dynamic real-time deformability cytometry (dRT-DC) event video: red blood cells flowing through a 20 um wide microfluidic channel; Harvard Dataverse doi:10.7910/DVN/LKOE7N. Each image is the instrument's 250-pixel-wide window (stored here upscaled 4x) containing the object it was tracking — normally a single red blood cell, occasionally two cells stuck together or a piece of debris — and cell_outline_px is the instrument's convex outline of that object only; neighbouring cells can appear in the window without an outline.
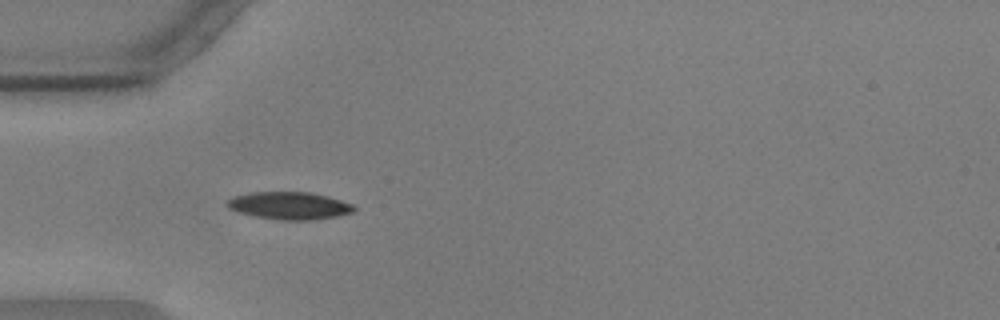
{"species": "common noctule bat (a hibernating species)", "species_latin": "Nyctalus noctula", "temperature_condition": "warm", "stored_images_in_passage": 11, "camera_frame_rate_fps": 3000, "um_per_image_px": 0.085, "animal": {"sex": "male", "body_mass_g": 17.9, "forearm_length_mm": 54.2}, "frame": {"image": 1, "passage_image": 1, "time_ms": 0.0, "image_size_px": [1000, 320], "cell_outline_px": [[356, 208], [352, 212], [336, 216], [312, 220], [280, 220], [252, 216], [228, 208], [224, 204], [232, 196], [248, 192], [308, 192], [328, 196], [352, 204]], "centroid_in_image_um": [24.54, 17.47], "position_along_channel_um": 60.5, "area_um2": 20.4}}
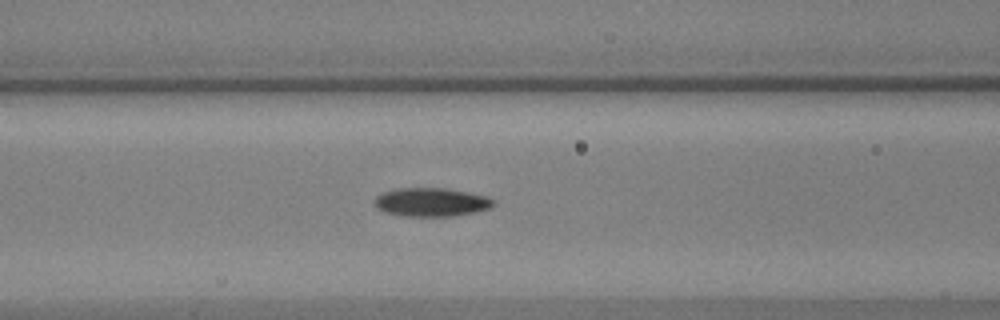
{"frame": {"image": 2, "passage_image": 7, "time_ms": 2.0, "image_size_px": [1000, 320], "cell_outline_px": [[496, 204], [492, 208], [476, 212], [452, 216], [404, 216], [384, 212], [376, 208], [372, 204], [376, 196], [384, 192], [396, 188], [444, 188], [468, 192], [488, 196]], "centroid_in_image_um": [36.65, 17.18], "position_along_channel_um": 129.9, "area_um2": 20.06}}
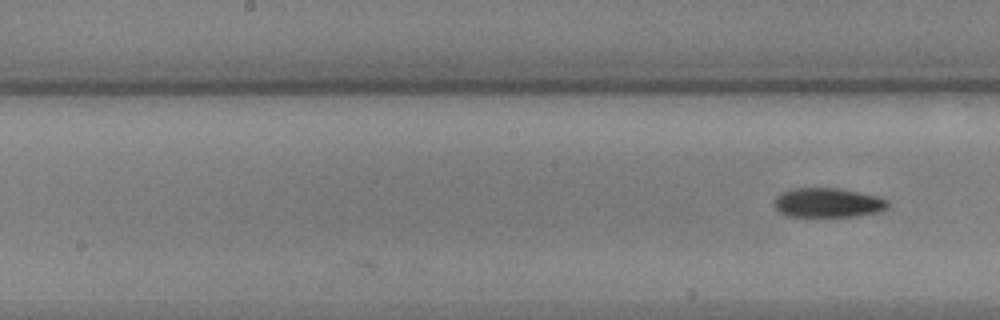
{"frame": {"image": 3, "passage_image": 11, "time_ms": 3.333, "image_size_px": [1000, 320], "cell_outline_px": [[888, 208], [880, 212], [856, 216], [784, 216], [772, 204], [776, 196], [780, 192], [792, 188], [836, 188], [876, 196], [888, 200]], "centroid_in_image_um": [70.32, 17.23], "position_along_channel_um": 177.9, "area_um2": 19.54}}